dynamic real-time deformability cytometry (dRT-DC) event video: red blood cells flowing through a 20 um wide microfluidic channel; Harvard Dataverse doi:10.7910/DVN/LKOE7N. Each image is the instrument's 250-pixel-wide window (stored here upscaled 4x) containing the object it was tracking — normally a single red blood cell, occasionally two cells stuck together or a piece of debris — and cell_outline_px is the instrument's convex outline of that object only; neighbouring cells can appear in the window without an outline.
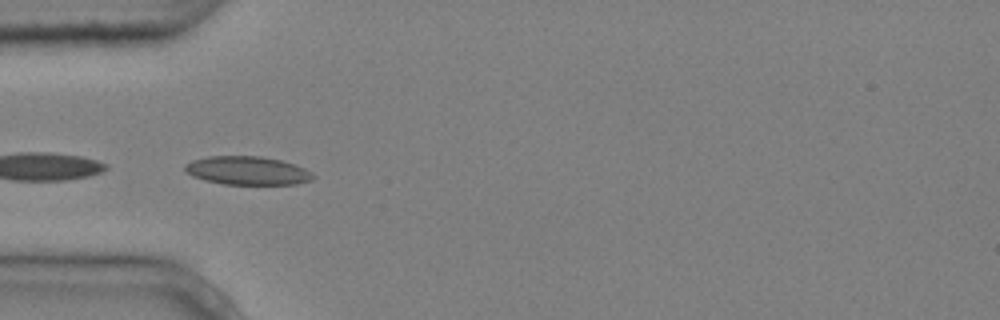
{"species": "common noctule bat (a hibernating species)", "species_latin": "Nyctalus noctula", "temperature_condition": "cold", "stored_images_in_passage": 9, "camera_frame_rate_fps": 3000, "um_per_image_px": 0.085, "animal": {"sex": "male", "body_mass_g": 20.4}, "frame": {"image": 1, "passage_image": 4, "time_ms": 1.0, "image_size_px": [1000, 320], "cell_outline_px": [[316, 176], [312, 180], [296, 184], [224, 184], [204, 180], [192, 176], [184, 168], [184, 164], [192, 160], [208, 156], [260, 156], [280, 160], [304, 168], [312, 172]], "centroid_in_image_um": [21.02, 14.5], "position_along_channel_um": 64.0, "area_um2": 21.21}}
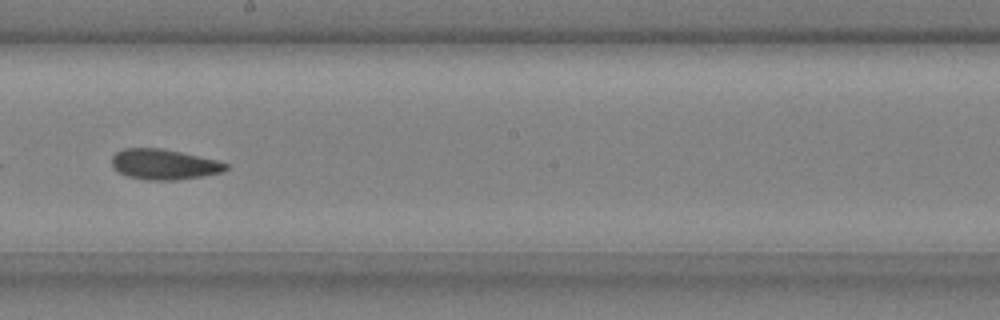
{"frame": {"image": 2, "passage_image": 8, "time_ms": 2.333, "image_size_px": [1000, 320], "cell_outline_px": [[228, 168], [224, 172], [176, 180], [148, 180], [128, 176], [120, 172], [112, 164], [112, 156], [116, 152], [124, 148], [160, 148], [180, 152], [216, 160], [228, 164]], "centroid_in_image_um": [13.95, 13.97], "position_along_channel_um": 234.3, "area_um2": 19.94}}
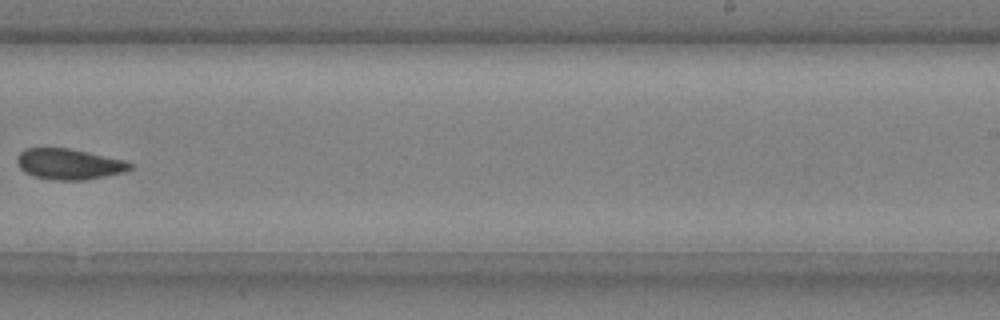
{"frame": {"image": 3, "passage_image": 9, "time_ms": 2.667, "image_size_px": [1000, 320], "cell_outline_px": [[132, 168], [124, 172], [84, 180], [56, 180], [32, 176], [24, 172], [20, 168], [16, 160], [16, 156], [24, 148], [68, 148], [88, 152], [124, 160], [132, 164]], "centroid_in_image_um": [5.82, 13.94], "position_along_channel_um": 283.2, "area_um2": 20.23}}